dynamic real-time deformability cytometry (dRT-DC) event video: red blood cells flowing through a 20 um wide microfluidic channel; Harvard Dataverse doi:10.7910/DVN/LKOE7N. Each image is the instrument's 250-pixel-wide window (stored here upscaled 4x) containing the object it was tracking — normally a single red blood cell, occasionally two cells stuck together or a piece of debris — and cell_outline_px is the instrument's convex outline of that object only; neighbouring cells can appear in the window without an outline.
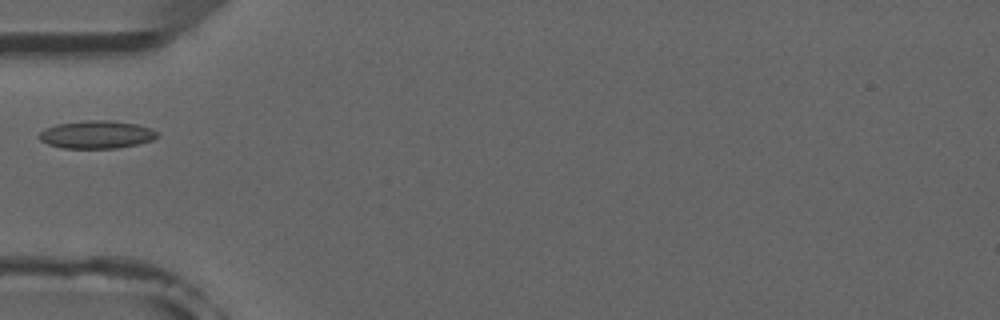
{"species": "common noctule bat (a hibernating species)", "species_latin": "Nyctalus noctula", "temperature_condition": "room temperature", "stored_images_in_passage": 7, "camera_frame_rate_fps": 3000, "um_per_image_px": 0.085, "animal": {"sex": "male", "forearm_length_mm": 52.5}, "frame": {"image": 1, "passage_image": 5, "time_ms": 4.667, "image_size_px": [1000, 320], "cell_outline_px": [[156, 136], [152, 140], [136, 144], [116, 148], [64, 148], [48, 144], [40, 140], [40, 132], [44, 128], [56, 124], [88, 120], [112, 120], [136, 124], [152, 128], [156, 132]], "centroid_in_image_um": [8.19, 11.43], "position_along_channel_um": 76.8, "area_um2": 19.02}}
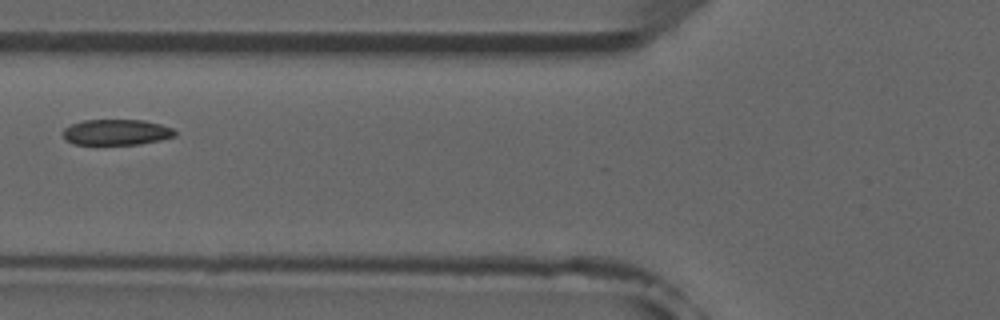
{"frame": {"image": 2, "passage_image": 6, "time_ms": 5.667, "image_size_px": [1000, 320], "cell_outline_px": [[176, 136], [160, 140], [140, 144], [72, 144], [64, 140], [64, 128], [72, 124], [84, 120], [144, 120], [160, 124], [172, 128], [176, 132]], "centroid_in_image_um": [9.9, 11.24], "position_along_channel_um": 115.9, "area_um2": 16.76}}
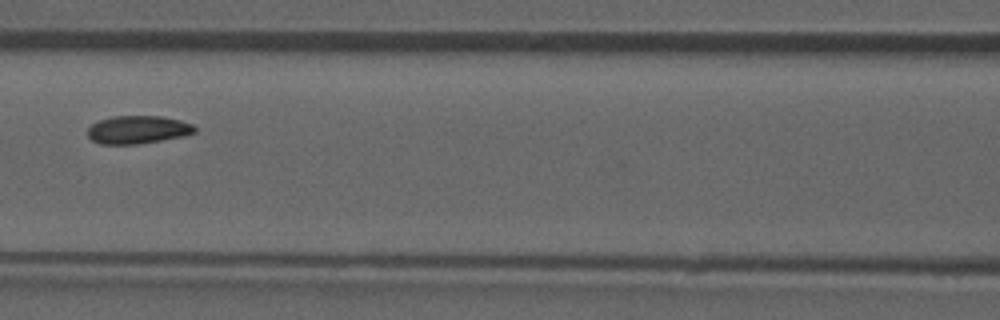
{"frame": {"image": 3, "passage_image": 7, "time_ms": 6.667, "image_size_px": [1000, 320], "cell_outline_px": [[196, 132], [184, 136], [136, 144], [100, 144], [92, 140], [88, 136], [88, 128], [92, 124], [100, 120], [112, 116], [164, 116], [180, 120], [192, 124], [196, 128]], "centroid_in_image_um": [11.72, 11.02], "position_along_channel_um": 154.9, "area_um2": 17.46}}